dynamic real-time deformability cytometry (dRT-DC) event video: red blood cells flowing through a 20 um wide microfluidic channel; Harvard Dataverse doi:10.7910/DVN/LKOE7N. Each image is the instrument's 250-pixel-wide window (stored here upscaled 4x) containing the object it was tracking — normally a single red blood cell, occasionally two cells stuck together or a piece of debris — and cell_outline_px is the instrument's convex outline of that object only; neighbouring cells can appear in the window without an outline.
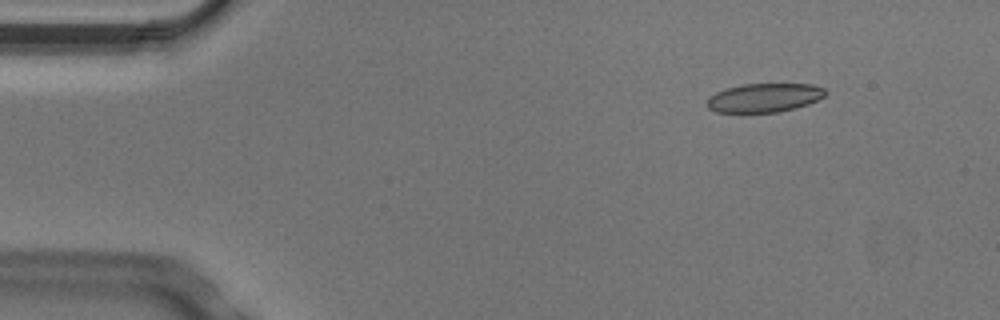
{"species": "Egyptian fruit bat (a non-hibernating species)", "species_latin": "Rousettus aegyptiacus", "temperature_condition": "cold", "stored_images_in_passage": 6, "camera_frame_rate_fps": 3000, "um_per_image_px": 0.085, "animal": {"sex": "male"}, "frame": {"image": 1, "passage_image": 2, "time_ms": 0.333, "image_size_px": [1000, 320], "cell_outline_px": [[828, 92], [824, 96], [808, 104], [776, 112], [716, 112], [708, 108], [708, 96], [716, 92], [728, 88], [744, 84], [812, 84], [824, 88]], "centroid_in_image_um": [64.97, 8.3], "position_along_channel_um": 20.0, "area_um2": 19.65}}
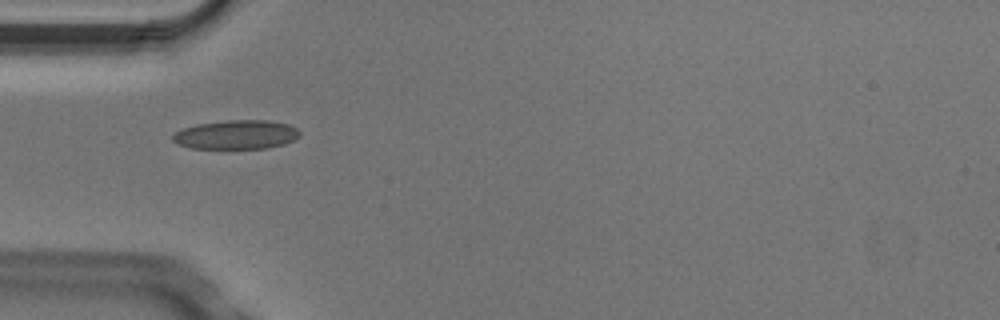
{"frame": {"image": 2, "passage_image": 4, "time_ms": 1.0, "image_size_px": [1000, 320], "cell_outline_px": [[300, 136], [284, 144], [268, 148], [192, 148], [180, 144], [172, 140], [172, 136], [176, 132], [184, 128], [196, 124], [228, 120], [268, 120], [288, 124], [296, 128], [300, 132]], "centroid_in_image_um": [20.11, 11.44], "position_along_channel_um": 64.9, "area_um2": 21.33}}
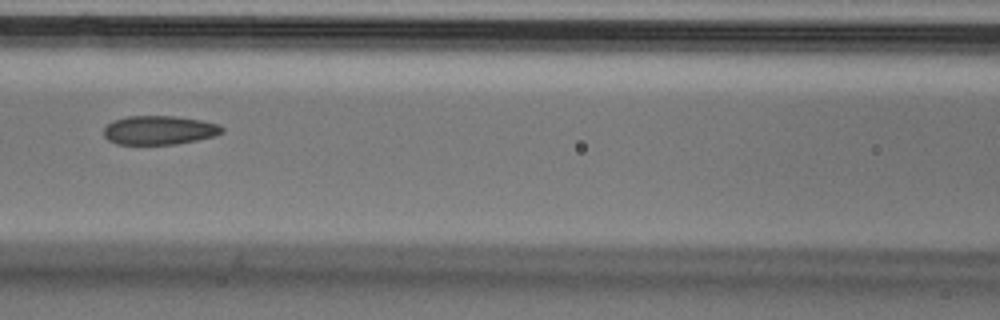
{"frame": {"image": 3, "passage_image": 6, "time_ms": 1.667, "image_size_px": [1000, 320], "cell_outline_px": [[224, 132], [216, 136], [176, 144], [116, 144], [108, 140], [104, 136], [104, 128], [112, 120], [128, 116], [176, 116], [204, 120], [220, 124], [224, 128]], "centroid_in_image_um": [13.57, 11.05], "position_along_channel_um": 153.0, "area_um2": 20.17}}